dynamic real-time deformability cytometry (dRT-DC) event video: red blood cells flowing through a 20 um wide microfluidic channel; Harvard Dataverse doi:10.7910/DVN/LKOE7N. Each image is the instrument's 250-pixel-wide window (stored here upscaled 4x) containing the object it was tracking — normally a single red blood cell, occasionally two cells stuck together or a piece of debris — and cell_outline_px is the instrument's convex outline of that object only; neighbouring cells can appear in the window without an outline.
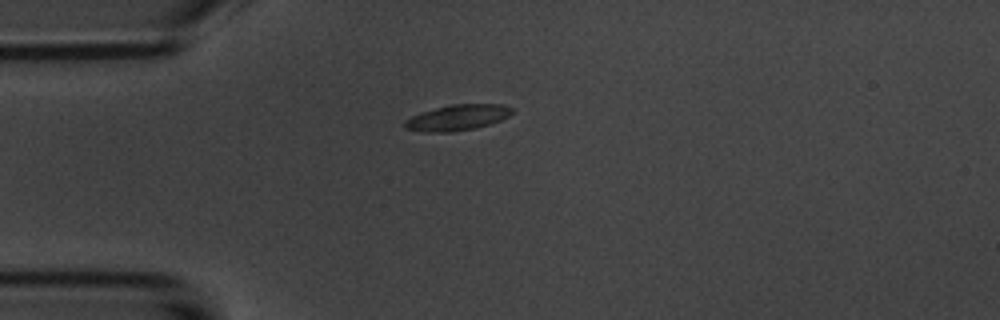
{"species": "common noctule bat (a hibernating species)", "species_latin": "Nyctalus noctula", "temperature_condition": "room temperature", "stored_images_in_passage": 3, "camera_frame_rate_fps": 3000, "um_per_image_px": 0.085, "animal": {"sex": "male", "body_mass_g": 20.1, "forearm_length_mm": 53.5}, "frame": {"image": 1, "passage_image": 1, "time_ms": 0.0, "image_size_px": [1000, 320], "cell_outline_px": [[512, 112], [508, 116], [500, 120], [476, 128], [448, 132], [424, 132], [404, 128], [404, 120], [420, 112], [452, 104], [504, 104], [512, 108]], "centroid_in_image_um": [38.85, 9.99], "position_along_channel_um": 46.1, "area_um2": 16.01}}